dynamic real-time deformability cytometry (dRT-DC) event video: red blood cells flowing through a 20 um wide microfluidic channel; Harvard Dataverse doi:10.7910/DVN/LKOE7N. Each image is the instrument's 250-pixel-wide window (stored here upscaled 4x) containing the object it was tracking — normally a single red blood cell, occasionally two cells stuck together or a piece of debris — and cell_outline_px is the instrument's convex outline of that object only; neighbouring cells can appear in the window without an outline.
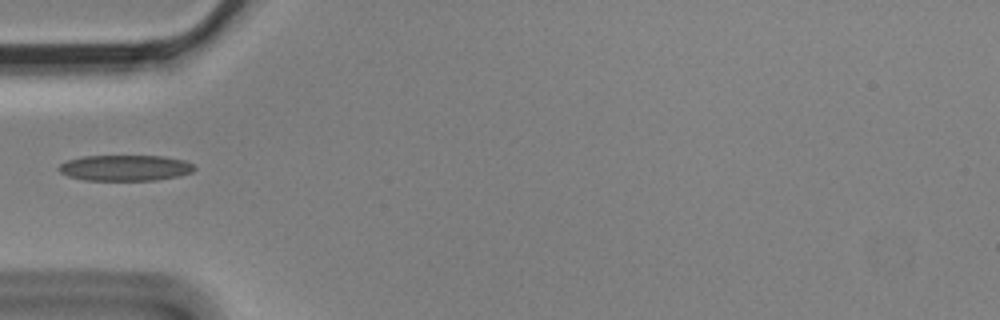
{"species": "Egyptian fruit bat (a non-hibernating species)", "species_latin": "Rousettus aegyptiacus", "temperature_condition": "cold", "stored_images_in_passage": 3, "camera_frame_rate_fps": 3000, "um_per_image_px": 0.085, "animal": {"sex": "male"}, "frame": {"image": 1, "passage_image": 3, "time_ms": 0.667, "image_size_px": [1000, 320], "cell_outline_px": [[196, 168], [192, 172], [180, 176], [156, 180], [84, 180], [68, 176], [60, 172], [56, 168], [60, 164], [68, 160], [84, 156], [164, 156], [184, 160], [192, 164]], "centroid_in_image_um": [10.64, 14.27], "position_along_channel_um": 74.4, "area_um2": 20.46}}